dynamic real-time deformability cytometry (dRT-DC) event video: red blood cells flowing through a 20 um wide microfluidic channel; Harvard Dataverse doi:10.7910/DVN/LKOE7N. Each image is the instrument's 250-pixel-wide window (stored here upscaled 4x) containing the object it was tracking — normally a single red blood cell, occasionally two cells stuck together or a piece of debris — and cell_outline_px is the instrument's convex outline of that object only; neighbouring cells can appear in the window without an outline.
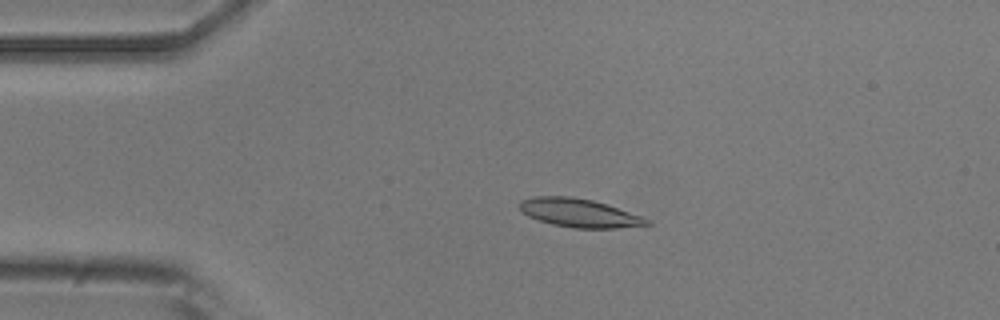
{"species": "common noctule bat (a hibernating species)", "species_latin": "Nyctalus noctula", "temperature_condition": "room temperature", "stored_images_in_passage": 5, "camera_frame_rate_fps": 3000, "um_per_image_px": 0.085, "animal": {"sex": "male", "body_mass_g": 20.5, "forearm_length_mm": 52.5}, "frame": {"image": 1, "passage_image": 3, "time_ms": 2.333, "image_size_px": [1000, 320], "cell_outline_px": [[652, 224], [616, 228], [572, 228], [552, 224], [528, 216], [520, 212], [520, 200], [532, 196], [572, 196], [592, 200], [652, 220]], "centroid_in_image_um": [49.19, 18.1], "position_along_channel_um": 35.8, "area_um2": 20.98}}